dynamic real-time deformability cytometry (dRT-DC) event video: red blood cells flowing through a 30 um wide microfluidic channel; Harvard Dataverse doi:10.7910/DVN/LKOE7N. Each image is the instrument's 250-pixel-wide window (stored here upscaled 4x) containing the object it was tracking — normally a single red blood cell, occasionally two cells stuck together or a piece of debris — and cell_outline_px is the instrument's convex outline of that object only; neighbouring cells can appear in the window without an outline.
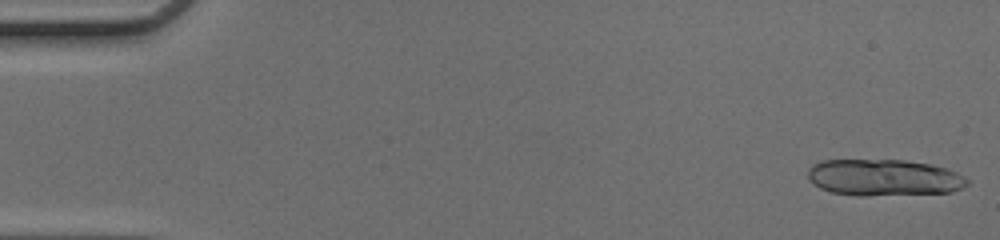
{"species": "common noctule bat (a hibernating species)", "species_latin": "Nyctalus noctula", "temperature_condition": "cold", "stored_images_in_passage": 14, "camera_frame_rate_fps": 3000, "um_per_image_px": 0.085, "animal": {"sex": "female", "body_mass_g": 17.0, "forearm_length_mm": 48.0}, "frame": {"image": 1, "passage_image": 1, "time_ms": 0.0, "image_size_px": [1000, 240], "cell_outline_px": [[968, 184], [952, 192], [864, 196], [856, 196], [832, 192], [820, 188], [808, 180], [808, 168], [812, 164], [820, 160], [904, 160], [932, 164], [956, 172], [964, 176], [968, 180]], "centroid_in_image_um": [75.09, 15.09], "position_along_channel_um": 9.9, "area_um2": 34.1}}